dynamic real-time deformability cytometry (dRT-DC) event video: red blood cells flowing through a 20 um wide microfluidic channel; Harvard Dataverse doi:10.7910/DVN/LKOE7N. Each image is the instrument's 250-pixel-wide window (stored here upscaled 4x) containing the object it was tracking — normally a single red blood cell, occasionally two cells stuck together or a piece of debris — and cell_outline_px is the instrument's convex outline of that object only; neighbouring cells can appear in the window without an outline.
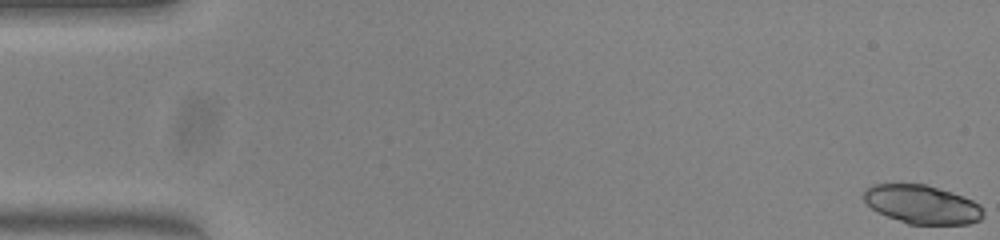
{"species": "common noctule bat (a hibernating species)", "species_latin": "Nyctalus noctula", "temperature_condition": "warm", "stored_images_in_passage": 51, "segment_of_instrument_passage": [1, 2], "camera_frame_rate_fps": 3000, "um_per_image_px": 0.085, "animal": {"sex": "female", "body_mass_g": 23.0, "forearm_length_mm": 53.4}, "frame": {"image": 1, "passage_image": 1, "time_ms": 0.0, "image_size_px": [1000, 240], "cell_outline_px": [[984, 216], [980, 220], [968, 224], [908, 224], [876, 212], [864, 200], [864, 188], [872, 184], [924, 184], [952, 192], [972, 200], [980, 204], [984, 212]], "centroid_in_image_um": [78.37, 17.38], "position_along_channel_um": 6.6, "area_um2": 26.99}}
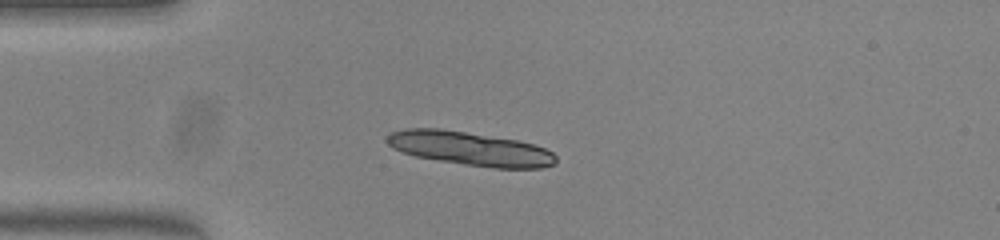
{"frame": {"image": 2, "passage_image": 14, "time_ms": 4.333, "image_size_px": [1000, 240], "cell_outline_px": [[556, 164], [540, 168], [496, 168], [464, 164], [416, 156], [392, 148], [384, 140], [392, 132], [404, 128], [440, 128], [516, 140], [536, 144], [552, 152], [556, 156]], "centroid_in_image_um": [39.97, 12.62], "position_along_channel_um": 45.0, "area_um2": 33.06}}